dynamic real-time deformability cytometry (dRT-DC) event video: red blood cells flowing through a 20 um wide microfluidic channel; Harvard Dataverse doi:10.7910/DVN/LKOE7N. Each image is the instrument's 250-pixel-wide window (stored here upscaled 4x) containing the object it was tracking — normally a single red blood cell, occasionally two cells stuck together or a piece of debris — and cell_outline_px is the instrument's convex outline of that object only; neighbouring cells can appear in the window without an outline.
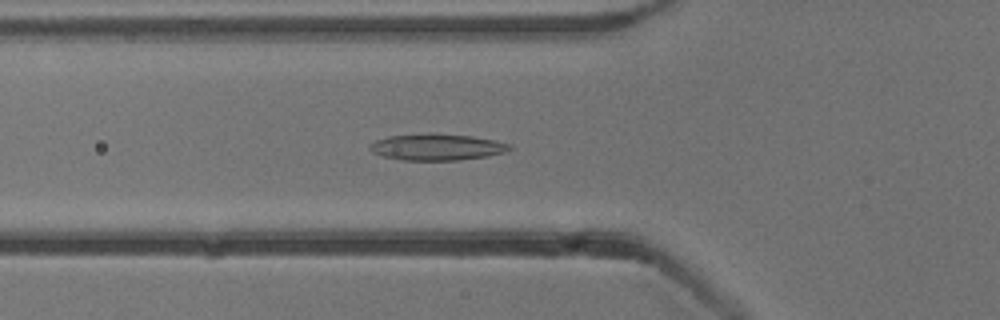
{"species": "common noctule bat (a hibernating species)", "species_latin": "Nyctalus noctula", "temperature_condition": "cold", "stored_images_in_passage": 53, "camera_frame_rate_fps": 3000, "um_per_image_px": 0.085, "animal": {"sex": "male", "body_mass_g": 13.3}, "frame": {"image": 1, "passage_image": 19, "time_ms": 6.0, "image_size_px": [1000, 320], "cell_outline_px": [[512, 148], [508, 152], [488, 156], [456, 160], [400, 160], [384, 156], [372, 152], [368, 148], [368, 144], [376, 140], [388, 136], [428, 132], [472, 136], [492, 140], [508, 144]], "centroid_in_image_um": [37.09, 12.49], "position_along_channel_um": 88.7, "area_um2": 21.73}}
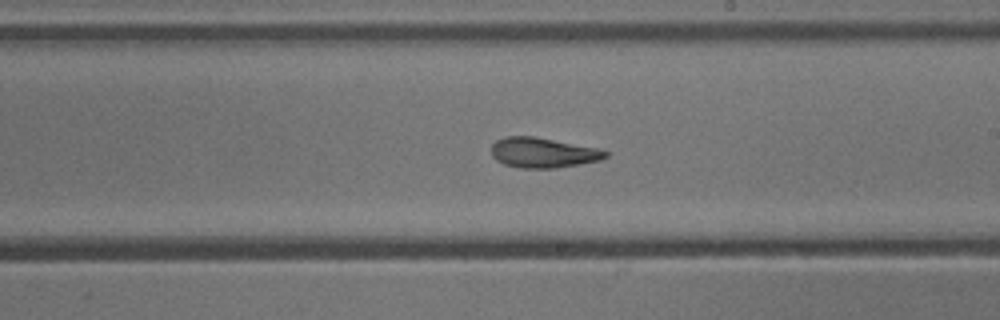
{"frame": {"image": 2, "passage_image": 31, "time_ms": 10.0, "image_size_px": [1000, 320], "cell_outline_px": [[608, 156], [600, 160], [580, 164], [556, 168], [520, 168], [504, 164], [496, 160], [492, 156], [492, 144], [496, 140], [504, 136], [532, 136], [600, 148], [608, 152]], "centroid_in_image_um": [46.16, 12.97], "position_along_channel_um": 242.8, "area_um2": 20.11}}
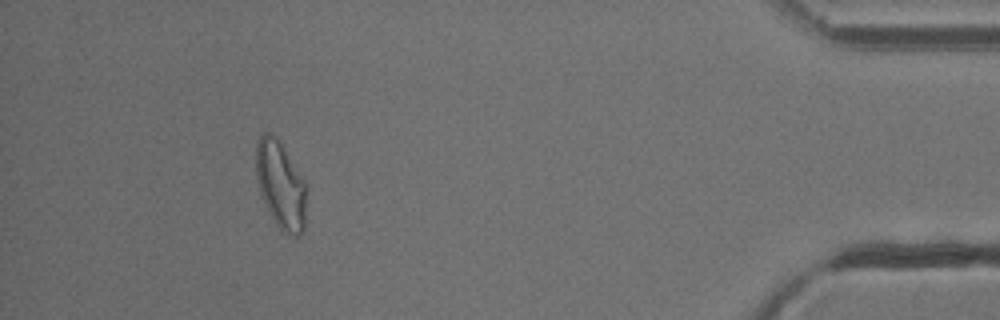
{"frame": {"image": 3, "passage_image": 49, "time_ms": 16.0, "image_size_px": [1000, 320], "cell_outline_px": [[304, 228], [300, 236], [292, 236], [284, 232], [276, 224], [260, 196], [256, 176], [256, 140], [264, 132], [268, 132], [276, 136], [304, 180]], "centroid_in_image_um": [23.81, 15.71], "position_along_channel_um": 411.4, "area_um2": 25.32}, "authors_computed_cell_mechanics": {"area_um2": 21.6172, "velocity_mm_per_s": 3.8347, "shape_relaxation_time_tau1_ms": 11.2769, "shape_relaxation_time_tau2_ms": 3.4099, "deformation_change_tau1": 0.2686, "deformation_change_tau2": 0.124}}